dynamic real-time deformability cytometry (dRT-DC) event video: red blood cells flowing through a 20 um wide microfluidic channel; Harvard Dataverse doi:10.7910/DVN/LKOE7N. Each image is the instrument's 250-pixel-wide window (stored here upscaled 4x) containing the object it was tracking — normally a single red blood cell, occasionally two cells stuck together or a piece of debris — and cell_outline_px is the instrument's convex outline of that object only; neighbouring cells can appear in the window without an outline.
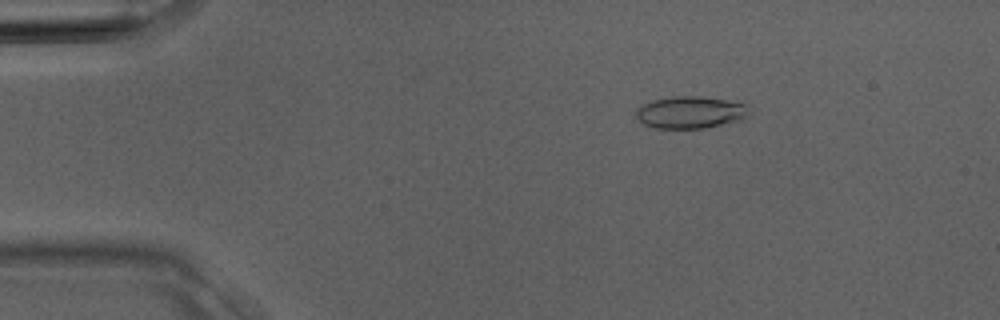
{"species": "Egyptian fruit bat (a non-hibernating species)", "species_latin": "Rousettus aegyptiacus", "temperature_condition": "room temperature", "stored_images_in_passage": 3, "camera_frame_rate_fps": 3000, "um_per_image_px": 0.085, "animal": {"sex": "male"}, "frame": {"image": 1, "passage_image": 2, "time_ms": 0.333, "image_size_px": [1000, 320], "cell_outline_px": [[752, 112], [740, 120], [704, 128], [656, 128], [644, 124], [636, 116], [636, 108], [652, 100], [672, 96], [700, 96], [724, 100], [744, 104]], "centroid_in_image_um": [58.66, 9.54], "position_along_channel_um": 26.3, "area_um2": 20.98}}